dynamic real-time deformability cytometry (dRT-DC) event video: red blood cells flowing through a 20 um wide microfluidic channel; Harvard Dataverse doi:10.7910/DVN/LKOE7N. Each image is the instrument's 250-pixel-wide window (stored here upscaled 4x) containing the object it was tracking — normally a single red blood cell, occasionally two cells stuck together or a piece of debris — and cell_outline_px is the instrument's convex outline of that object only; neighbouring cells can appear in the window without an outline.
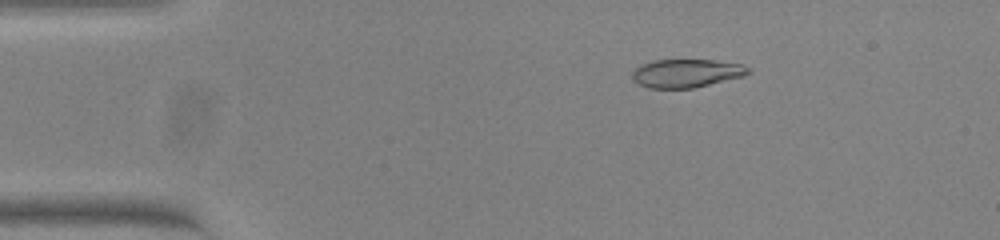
{"species": "common noctule bat (a hibernating species)", "species_latin": "Nyctalus noctula", "temperature_condition": "warm", "stored_images_in_passage": 53, "camera_frame_rate_fps": 3000, "um_per_image_px": 0.085, "animal": {"sex": "female", "body_mass_g": 23.0, "forearm_length_mm": 53.4}, "frame": {"image": 1, "passage_image": 9, "time_ms": 2.667, "image_size_px": [1000, 240], "cell_outline_px": [[752, 72], [744, 76], [692, 88], [648, 88], [640, 84], [632, 76], [632, 72], [636, 68], [652, 60], [712, 60], [744, 64]], "centroid_in_image_um": [58.39, 6.22], "position_along_channel_um": 26.6, "area_um2": 18.96}}
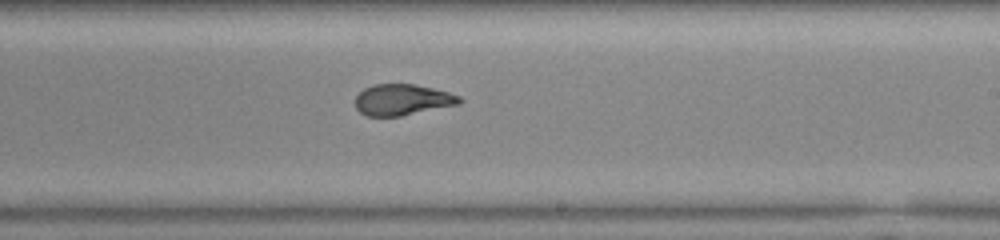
{"frame": {"image": 2, "passage_image": 32, "time_ms": 10.333, "image_size_px": [1000, 240], "cell_outline_px": [[464, 100], [460, 104], [400, 116], [368, 116], [360, 112], [356, 108], [356, 96], [364, 88], [372, 84], [412, 84], [432, 88], [448, 92], [460, 96]], "centroid_in_image_um": [34.21, 8.48], "position_along_channel_um": 254.8, "area_um2": 18.84}}
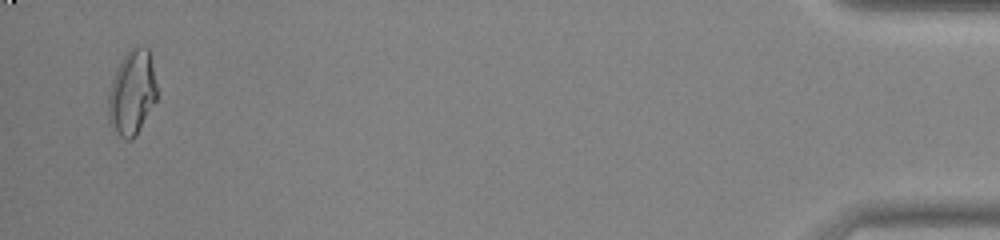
{"frame": {"image": 3, "passage_image": 52, "time_ms": 17.0, "image_size_px": [1000, 240], "cell_outline_px": [[156, 100], [136, 136], [132, 140], [128, 140], [120, 136], [116, 132], [108, 120], [108, 92], [116, 68], [120, 60], [128, 48], [148, 48], [156, 84]], "centroid_in_image_um": [11.19, 7.89], "position_along_channel_um": 424.0, "area_um2": 23.87}, "authors_computed_cell_mechanics": {"area_um2": 19.8254, "velocity_mm_per_s": 3.8371, "shape_relaxation_time_tau1_ms": null, "shape_relaxation_time_tau2_ms": 1.0102, "deformation_change_tau1": null, "deformation_change_tau2": 0.0606}}